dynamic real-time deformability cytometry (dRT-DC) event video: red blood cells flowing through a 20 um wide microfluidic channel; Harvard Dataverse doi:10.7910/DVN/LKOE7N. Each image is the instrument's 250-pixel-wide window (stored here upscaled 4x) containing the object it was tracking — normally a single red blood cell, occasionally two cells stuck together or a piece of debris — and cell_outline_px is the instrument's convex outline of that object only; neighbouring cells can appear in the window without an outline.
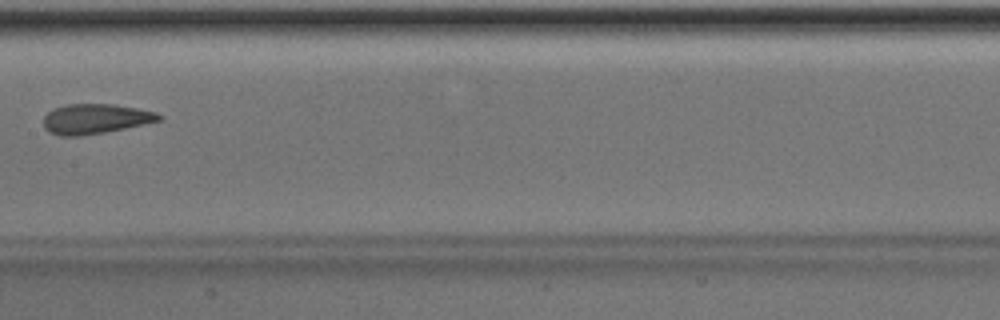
{"species": "Egyptian fruit bat (a non-hibernating species)", "species_latin": "Rousettus aegyptiacus", "temperature_condition": "room temperature", "stored_images_in_passage": 7, "camera_frame_rate_fps": 3000, "um_per_image_px": 0.085, "animal": {"sex": "male"}, "frame": {"image": 1, "passage_image": 7, "time_ms": 6.667, "image_size_px": [1000, 320], "cell_outline_px": [[164, 116], [160, 120], [144, 124], [104, 132], [80, 136], [60, 136], [48, 132], [44, 128], [44, 116], [52, 108], [64, 104], [112, 104], [136, 108], [156, 112]], "centroid_in_image_um": [8.06, 10.1], "position_along_channel_um": 199.3, "area_um2": 20.17}}